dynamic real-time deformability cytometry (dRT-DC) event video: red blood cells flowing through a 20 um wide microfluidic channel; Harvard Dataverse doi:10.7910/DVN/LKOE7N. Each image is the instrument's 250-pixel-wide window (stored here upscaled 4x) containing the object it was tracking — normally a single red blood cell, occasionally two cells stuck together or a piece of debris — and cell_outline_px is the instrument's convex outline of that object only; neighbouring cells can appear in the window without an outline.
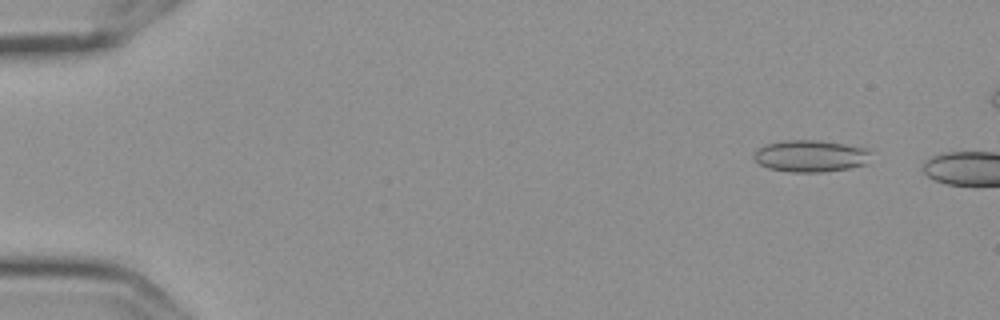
{"species": "Egyptian fruit bat (a non-hibernating species)", "species_latin": "Rousettus aegyptiacus", "temperature_condition": "cold", "stored_images_in_passage": 3, "camera_frame_rate_fps": 3000, "um_per_image_px": 0.085, "frame": {"image": 1, "passage_image": 2, "time_ms": 0.333, "image_size_px": [1000, 320], "cell_outline_px": [[872, 152], [868, 164], [848, 168], [824, 172], [788, 172], [768, 168], [760, 164], [752, 156], [756, 148], [764, 144], [784, 140], [820, 140], [844, 144], [864, 148]], "centroid_in_image_um": [68.88, 13.26], "position_along_channel_um": 16.1, "area_um2": 22.02}}